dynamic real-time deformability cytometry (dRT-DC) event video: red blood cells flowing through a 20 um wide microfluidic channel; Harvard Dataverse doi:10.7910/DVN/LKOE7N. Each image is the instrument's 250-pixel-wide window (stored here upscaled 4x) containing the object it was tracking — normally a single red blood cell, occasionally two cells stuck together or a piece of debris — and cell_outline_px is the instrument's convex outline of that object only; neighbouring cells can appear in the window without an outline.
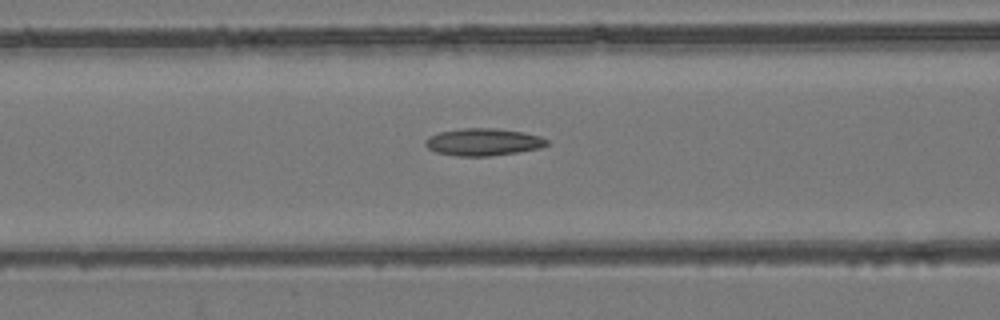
{"species": "common noctule bat (a hibernating species)", "species_latin": "Nyctalus noctula", "temperature_condition": "room temperature", "stored_images_in_passage": 35, "camera_frame_rate_fps": 3000, "um_per_image_px": 0.085, "animal": {"sex": "female", "body_mass_g": 24.6, "forearm_length_mm": 56.2}, "frame": {"image": 1, "passage_image": 14, "time_ms": 4.333, "image_size_px": [1000, 320], "cell_outline_px": [[548, 144], [540, 148], [516, 152], [488, 156], [456, 156], [436, 152], [428, 148], [424, 144], [424, 140], [428, 136], [440, 132], [460, 128], [496, 128], [524, 132], [540, 136], [548, 140]], "centroid_in_image_um": [41.05, 12.06], "position_along_channel_um": 125.6, "area_um2": 19.36}}
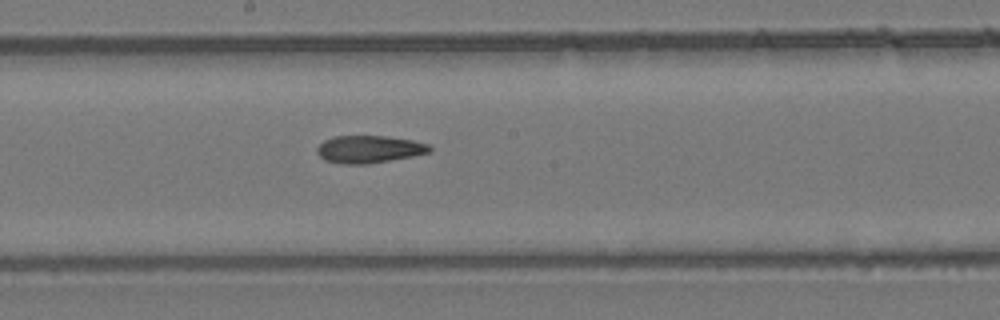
{"frame": {"image": 2, "passage_image": 21, "time_ms": 6.667, "image_size_px": [1000, 320], "cell_outline_px": [[432, 152], [412, 156], [368, 164], [344, 164], [324, 160], [316, 152], [316, 148], [324, 140], [332, 136], [384, 136], [412, 140], [428, 144], [432, 148]], "centroid_in_image_um": [31.36, 12.68], "position_along_channel_um": 216.8, "area_um2": 18.03}}
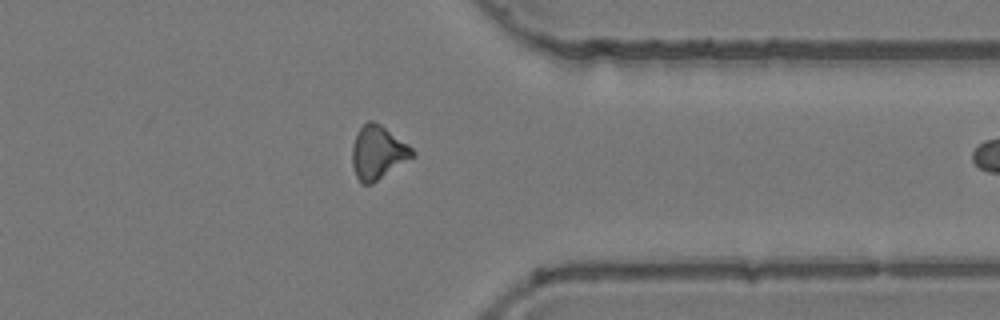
{"frame": {"image": 3, "passage_image": 34, "time_ms": 11.0, "image_size_px": [1000, 320], "cell_outline_px": [[416, 156], [372, 184], [360, 184], [356, 176], [352, 164], [352, 144], [360, 128], [368, 120], [372, 120], [380, 124], [408, 144], [416, 152]], "centroid_in_image_um": [32.13, 12.98], "position_along_channel_um": 379.3, "area_um2": 18.9}}